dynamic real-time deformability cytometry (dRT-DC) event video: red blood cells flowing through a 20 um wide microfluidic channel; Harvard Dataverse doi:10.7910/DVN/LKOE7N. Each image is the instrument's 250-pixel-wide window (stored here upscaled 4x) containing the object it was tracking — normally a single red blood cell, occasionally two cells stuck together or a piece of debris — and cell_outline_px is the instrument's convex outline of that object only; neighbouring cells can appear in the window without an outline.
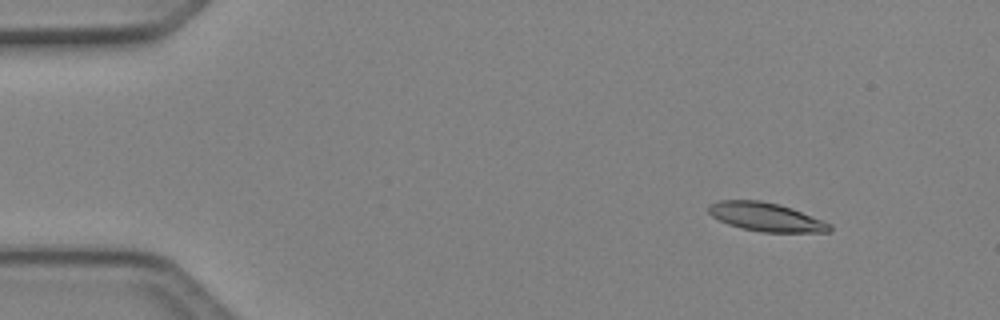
{"species": "Egyptian fruit bat (a non-hibernating species)", "species_latin": "Rousettus aegyptiacus", "temperature_condition": "cold", "stored_images_in_passage": 5, "camera_frame_rate_fps": 3000, "um_per_image_px": 0.085, "animal": {"sex": "female"}, "frame": {"image": 1, "passage_image": 1, "time_ms": 0.0, "image_size_px": [1000, 320], "cell_outline_px": [[832, 228], [828, 232], [760, 232], [728, 224], [712, 216], [708, 212], [708, 204], [720, 200], [760, 200], [780, 204], [792, 208], [824, 220], [832, 224]], "centroid_in_image_um": [65.13, 18.43], "position_along_channel_um": 19.9, "area_um2": 20.29}}
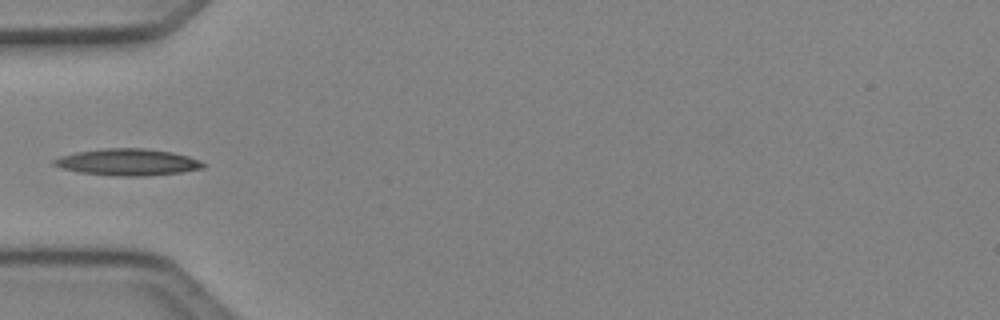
{"frame": {"image": 2, "passage_image": 4, "time_ms": 1.0, "image_size_px": [1000, 320], "cell_outline_px": [[208, 164], [204, 168], [180, 172], [144, 176], [116, 176], [80, 172], [60, 168], [52, 164], [52, 160], [60, 156], [76, 152], [104, 148], [144, 148], [172, 152], [188, 156], [200, 160]], "centroid_in_image_um": [10.86, 13.78], "position_along_channel_um": 74.1, "area_um2": 23.29}}
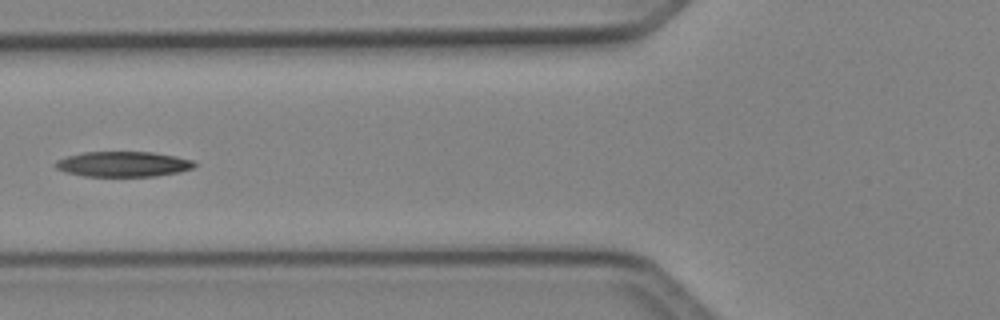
{"frame": {"image": 3, "passage_image": 5, "time_ms": 1.333, "image_size_px": [1000, 320], "cell_outline_px": [[196, 164], [192, 168], [180, 172], [156, 176], [84, 176], [64, 172], [56, 168], [52, 164], [56, 160], [68, 156], [84, 152], [152, 152], [176, 156], [192, 160]], "centroid_in_image_um": [10.44, 13.95], "position_along_channel_um": 115.4, "area_um2": 20.52}}